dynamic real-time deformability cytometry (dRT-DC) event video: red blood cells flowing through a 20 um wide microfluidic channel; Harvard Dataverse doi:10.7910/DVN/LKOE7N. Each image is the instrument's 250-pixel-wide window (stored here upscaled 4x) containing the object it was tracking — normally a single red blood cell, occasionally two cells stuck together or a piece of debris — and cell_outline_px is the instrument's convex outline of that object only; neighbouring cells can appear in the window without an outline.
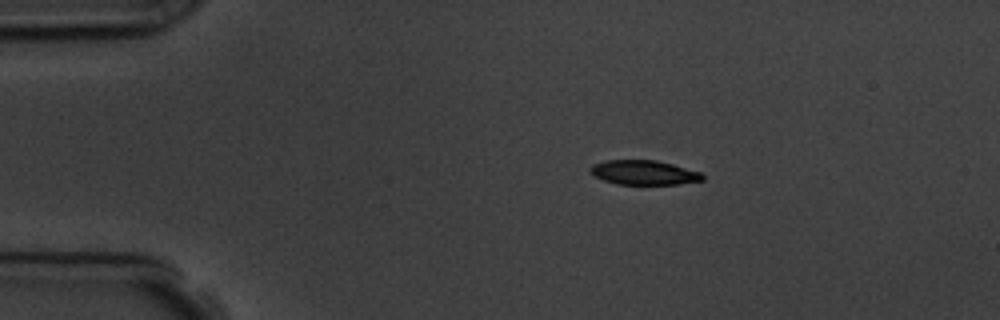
{"species": "common noctule bat (a hibernating species)", "species_latin": "Nyctalus noctula", "temperature_condition": "room temperature", "stored_images_in_passage": 4, "camera_frame_rate_fps": 3000, "um_per_image_px": 0.085, "animal": {"sex": "male", "body_mass_g": 19.5, "forearm_length_mm": 54.6}, "frame": {"image": 1, "passage_image": 2, "time_ms": 2.0, "image_size_px": [1000, 320], "cell_outline_px": [[704, 180], [676, 184], [616, 184], [604, 180], [588, 172], [588, 168], [592, 164], [604, 160], [656, 160], [672, 164], [700, 172], [704, 176]], "centroid_in_image_um": [54.68, 14.66], "position_along_channel_um": 30.3, "area_um2": 16.01}}